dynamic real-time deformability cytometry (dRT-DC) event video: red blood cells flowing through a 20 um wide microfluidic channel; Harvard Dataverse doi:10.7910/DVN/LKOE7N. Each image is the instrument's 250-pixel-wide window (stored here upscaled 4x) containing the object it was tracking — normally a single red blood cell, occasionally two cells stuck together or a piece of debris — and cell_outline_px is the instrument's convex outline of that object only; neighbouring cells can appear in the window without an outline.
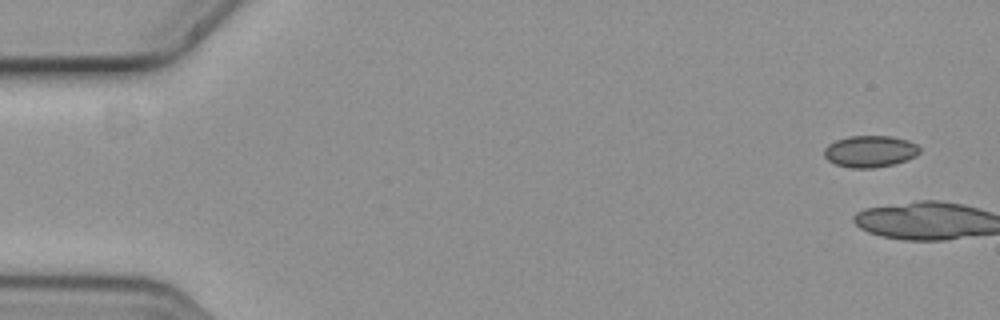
{"species": "common noctule bat (a hibernating species)", "species_latin": "Nyctalus noctula", "temperature_condition": "cold", "stored_images_in_passage": 7, "camera_frame_rate_fps": 3000, "um_per_image_px": 0.085, "animal": {"sex": "female", "body_mass_g": 19.3, "forearm_length_mm": 54.1}, "frame": {"image": 1, "passage_image": 1, "time_ms": 0.0, "image_size_px": [1000, 320], "cell_outline_px": [[920, 152], [916, 156], [908, 160], [892, 164], [872, 168], [852, 168], [836, 164], [828, 160], [824, 156], [824, 148], [828, 144], [836, 140], [848, 136], [892, 136], [908, 140], [916, 144], [920, 148]], "centroid_in_image_um": [73.96, 12.86], "position_along_channel_um": 11.0, "area_um2": 17.69}}